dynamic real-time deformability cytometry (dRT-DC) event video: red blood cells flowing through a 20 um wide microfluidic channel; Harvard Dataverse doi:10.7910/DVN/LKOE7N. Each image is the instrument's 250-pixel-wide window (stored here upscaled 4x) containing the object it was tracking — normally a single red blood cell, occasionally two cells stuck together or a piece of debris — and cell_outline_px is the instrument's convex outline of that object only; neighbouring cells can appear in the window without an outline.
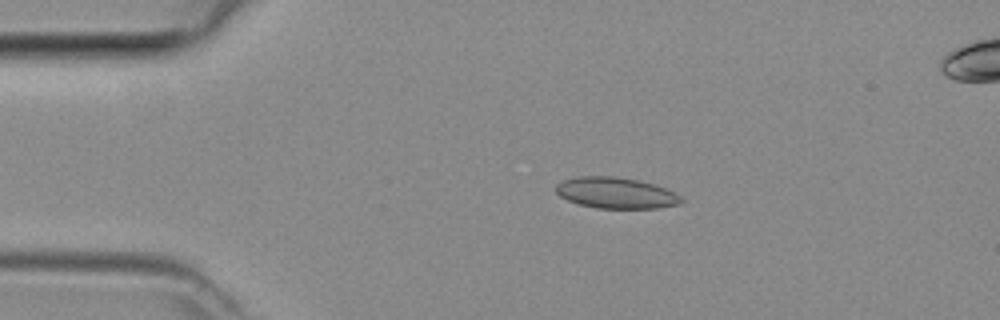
{"species": "common noctule bat (a hibernating species)", "species_latin": "Nyctalus noctula", "temperature_condition": "room temperature", "stored_images_in_passage": 46, "camera_frame_rate_fps": 3000, "um_per_image_px": 0.085, "animal": {"sex": "female", "body_mass_g": 29.2, "forearm_length_mm": 56.3}, "frame": {"image": 1, "passage_image": 8, "time_ms": 2.333, "image_size_px": [1000, 320], "cell_outline_px": [[684, 200], [680, 204], [656, 208], [596, 208], [580, 204], [568, 200], [560, 196], [556, 192], [556, 184], [564, 180], [576, 176], [616, 176], [640, 180], [664, 188], [680, 196]], "centroid_in_image_um": [52.33, 16.39], "position_along_channel_um": 32.7, "area_um2": 22.6}}
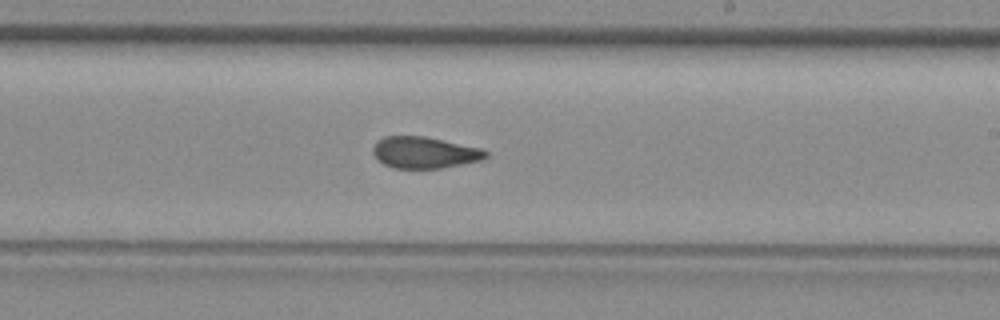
{"frame": {"image": 2, "passage_image": 26, "time_ms": 8.333, "image_size_px": [1000, 320], "cell_outline_px": [[488, 156], [480, 160], [440, 168], [396, 168], [384, 164], [372, 152], [372, 148], [376, 140], [384, 136], [424, 136], [480, 148], [488, 152]], "centroid_in_image_um": [36.05, 12.95], "position_along_channel_um": 253.0, "area_um2": 20.46}}
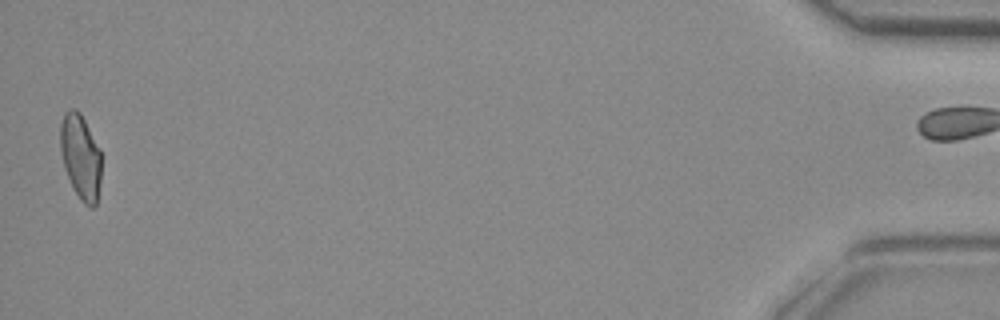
{"frame": {"image": 3, "passage_image": 45, "time_ms": 14.667, "image_size_px": [1000, 320], "cell_outline_px": [[100, 180], [96, 204], [92, 208], [84, 204], [80, 200], [72, 188], [64, 168], [60, 148], [60, 124], [64, 112], [68, 108], [76, 108], [80, 112], [100, 148]], "centroid_in_image_um": [6.83, 13.3], "position_along_channel_um": 428.4, "area_um2": 20.52}}